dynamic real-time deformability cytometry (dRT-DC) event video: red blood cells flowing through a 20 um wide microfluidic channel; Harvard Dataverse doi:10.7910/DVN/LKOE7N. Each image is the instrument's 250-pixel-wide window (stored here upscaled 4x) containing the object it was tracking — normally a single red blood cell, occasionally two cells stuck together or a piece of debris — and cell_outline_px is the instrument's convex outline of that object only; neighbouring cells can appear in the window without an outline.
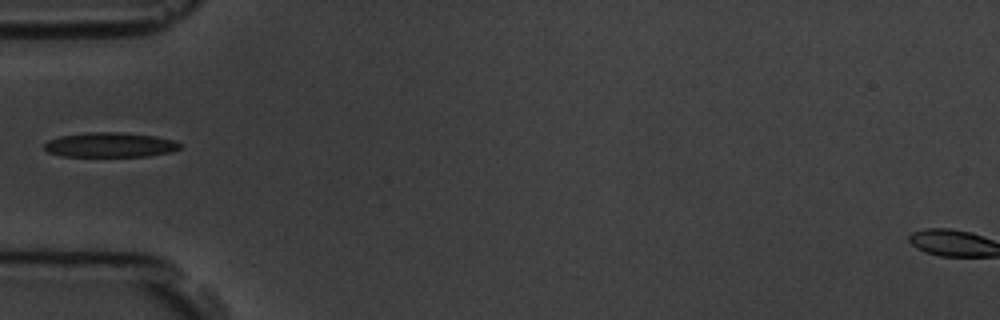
{"species": "common noctule bat (a hibernating species)", "species_latin": "Nyctalus noctula", "temperature_condition": "room temperature", "stored_images_in_passage": 1, "camera_frame_rate_fps": 3000, "um_per_image_px": 0.085, "animal": {"sex": "male", "body_mass_g": 19.5, "forearm_length_mm": 54.6}, "frame": {"image": 1, "passage_image": 1, "time_ms": 0.0, "image_size_px": [1000, 320], "cell_outline_px": [[180, 148], [172, 152], [148, 156], [64, 156], [48, 152], [44, 148], [44, 144], [48, 140], [60, 136], [88, 132], [120, 132], [156, 136], [172, 140], [180, 144]], "centroid_in_image_um": [9.35, 12.31], "position_along_channel_um": 75.6, "area_um2": 19.48}}